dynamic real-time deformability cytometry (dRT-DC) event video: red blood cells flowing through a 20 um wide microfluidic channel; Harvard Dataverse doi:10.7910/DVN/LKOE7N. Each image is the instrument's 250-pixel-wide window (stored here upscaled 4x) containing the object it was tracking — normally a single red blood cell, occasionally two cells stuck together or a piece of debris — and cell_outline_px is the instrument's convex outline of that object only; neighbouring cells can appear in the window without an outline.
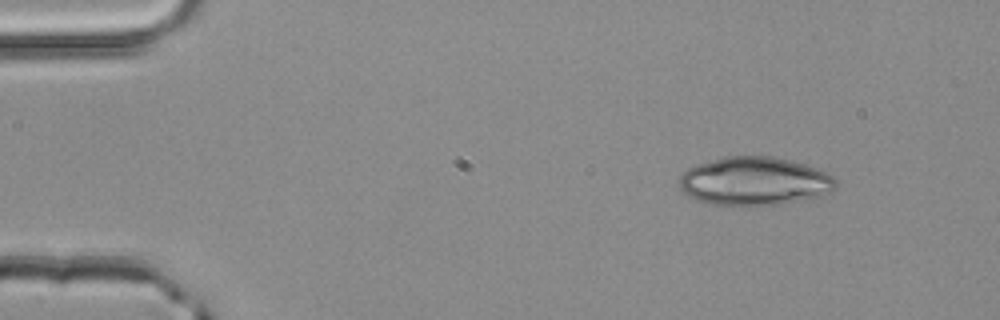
{"species": "common noctule bat (a hibernating species)", "species_latin": "Nyctalus noctula", "temperature_condition": "room temperature", "stored_images_in_passage": 3, "segment_of_instrument_passage": [2, 2], "camera_frame_rate_fps": 3000, "um_per_image_px": 0.085, "animal": {"sex": "male", "body_mass_g": 20.4}, "frame": {"image": 1, "passage_image": 3, "time_ms": 0.667, "image_size_px": [1000, 320], "cell_outline_px": [[836, 188], [820, 196], [776, 204], [712, 204], [696, 200], [688, 196], [680, 188], [680, 176], [688, 168], [696, 164], [724, 156], [772, 156], [804, 164], [828, 172], [836, 180]], "centroid_in_image_um": [64.11, 15.38], "position_along_channel_um": 20.9, "area_um2": 43.7}}